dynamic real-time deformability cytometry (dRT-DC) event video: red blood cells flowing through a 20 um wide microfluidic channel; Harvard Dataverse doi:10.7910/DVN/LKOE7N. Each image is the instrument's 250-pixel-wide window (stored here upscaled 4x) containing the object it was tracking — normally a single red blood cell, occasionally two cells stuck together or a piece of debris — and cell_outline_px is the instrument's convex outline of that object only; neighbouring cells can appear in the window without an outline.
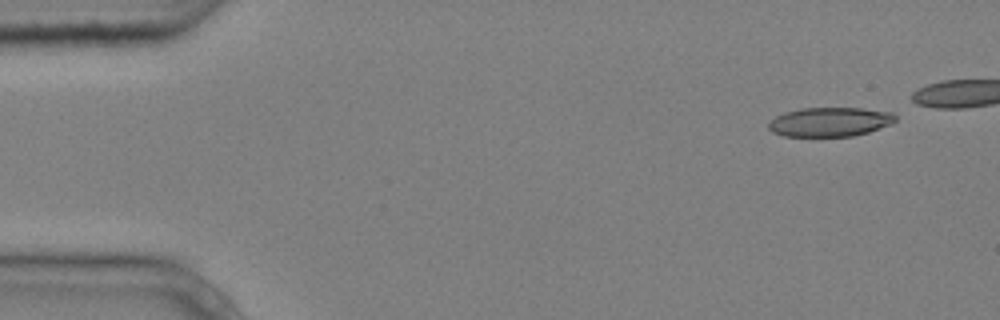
{"species": "common noctule bat (a hibernating species)", "species_latin": "Nyctalus noctula", "temperature_condition": "cold", "stored_images_in_passage": 5, "camera_frame_rate_fps": 3000, "um_per_image_px": 0.085, "animal": {"sex": "male", "body_mass_g": 20.4}, "frame": {"image": 1, "passage_image": 1, "time_ms": 0.0, "image_size_px": [1000, 320], "cell_outline_px": [[896, 120], [892, 124], [868, 132], [852, 136], [784, 136], [772, 132], [768, 128], [768, 124], [776, 116], [784, 112], [800, 108], [864, 108], [892, 112], [896, 116]], "centroid_in_image_um": [70.55, 10.35], "position_along_channel_um": 14.4, "area_um2": 21.68}}